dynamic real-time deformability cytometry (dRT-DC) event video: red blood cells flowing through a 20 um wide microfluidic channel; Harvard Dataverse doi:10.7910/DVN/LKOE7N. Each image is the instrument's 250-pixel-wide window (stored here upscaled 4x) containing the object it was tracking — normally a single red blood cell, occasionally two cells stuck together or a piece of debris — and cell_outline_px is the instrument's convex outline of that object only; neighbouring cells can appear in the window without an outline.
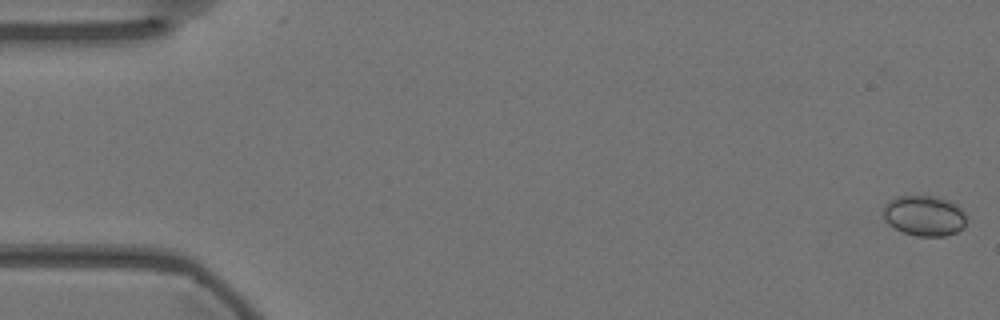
{"species": "Egyptian fruit bat (a non-hibernating species)", "species_latin": "Rousettus aegyptiacus", "temperature_condition": "warm", "stored_images_in_passage": 58, "camera_frame_rate_fps": 3000, "um_per_image_px": 0.085, "animal": {"sex": "female"}, "frame": {"image": 1, "passage_image": 1, "time_ms": 0.0, "image_size_px": [1000, 320], "cell_outline_px": [[968, 216], [964, 228], [956, 232], [944, 236], [916, 236], [904, 232], [888, 224], [884, 220], [884, 204], [888, 200], [896, 196], [936, 196], [952, 200]], "centroid_in_image_um": [78.59, 18.32], "position_along_channel_um": 6.4, "area_um2": 19.94}}
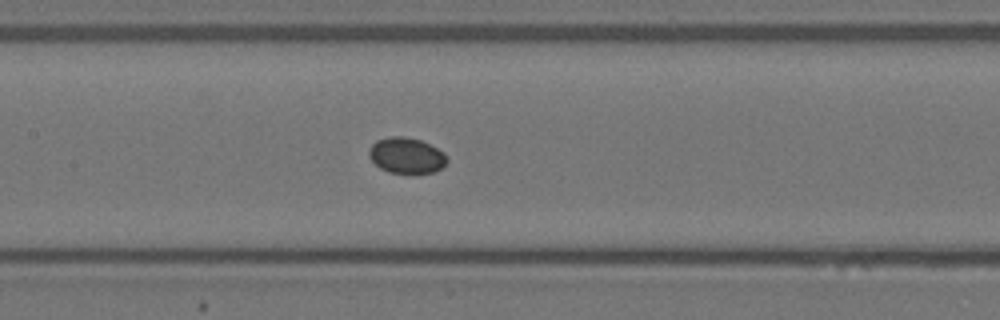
{"frame": {"image": 2, "passage_image": 27, "time_ms": 8.667, "image_size_px": [1000, 320], "cell_outline_px": [[448, 160], [436, 172], [388, 172], [380, 168], [368, 156], [368, 152], [372, 144], [376, 140], [392, 136], [404, 136], [420, 140], [444, 152]], "centroid_in_image_um": [34.52, 13.2], "position_along_channel_um": 172.9, "area_um2": 16.01}}
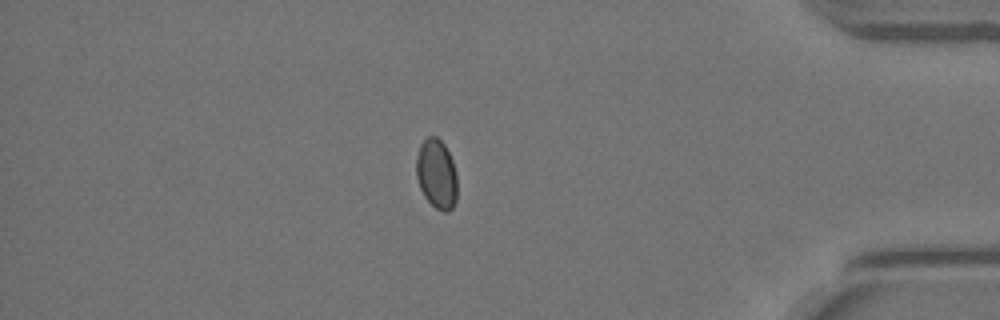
{"frame": {"image": 3, "passage_image": 49, "time_ms": 16.0, "image_size_px": [1000, 320], "cell_outline_px": [[456, 200], [452, 208], [448, 212], [444, 212], [436, 208], [424, 196], [420, 188], [416, 176], [416, 156], [420, 144], [428, 136], [436, 136], [444, 144], [452, 160], [456, 172]], "centroid_in_image_um": [37.09, 14.78], "position_along_channel_um": 398.1, "area_um2": 16.59}}